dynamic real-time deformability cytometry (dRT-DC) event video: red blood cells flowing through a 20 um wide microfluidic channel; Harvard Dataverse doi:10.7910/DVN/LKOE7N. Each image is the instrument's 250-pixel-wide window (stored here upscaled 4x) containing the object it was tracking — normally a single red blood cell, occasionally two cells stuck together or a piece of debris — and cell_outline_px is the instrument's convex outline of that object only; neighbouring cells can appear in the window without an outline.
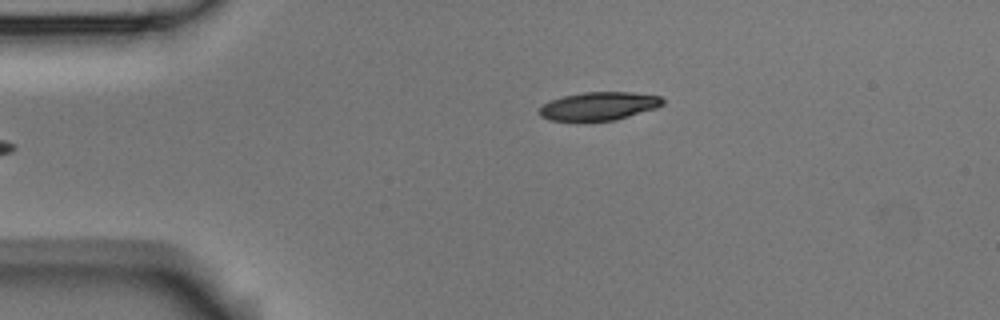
{"species": "Egyptian fruit bat (a non-hibernating species)", "species_latin": "Rousettus aegyptiacus", "temperature_condition": "room temperature", "stored_images_in_passage": 5, "camera_frame_rate_fps": 3000, "um_per_image_px": 0.085, "animal": {"sex": "male"}, "frame": {"image": 1, "passage_image": 5, "time_ms": 1.333, "image_size_px": [1000, 320], "cell_outline_px": [[664, 104], [656, 108], [616, 120], [548, 120], [540, 116], [540, 108], [544, 104], [552, 100], [564, 96], [584, 92], [632, 92], [660, 96], [664, 100]], "centroid_in_image_um": [50.95, 9.01], "position_along_channel_um": 34.1, "area_um2": 20.06}}